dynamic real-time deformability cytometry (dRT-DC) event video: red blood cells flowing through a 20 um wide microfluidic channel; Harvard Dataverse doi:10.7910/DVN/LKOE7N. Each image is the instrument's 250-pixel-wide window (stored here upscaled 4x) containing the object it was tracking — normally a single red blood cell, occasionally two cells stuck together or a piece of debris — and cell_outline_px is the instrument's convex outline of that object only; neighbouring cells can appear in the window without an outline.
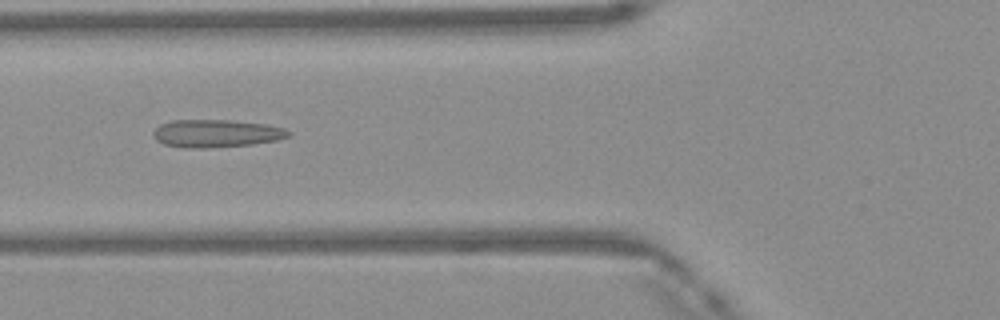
{"species": "Egyptian fruit bat (a non-hibernating species)", "species_latin": "Rousettus aegyptiacus", "temperature_condition": "warm", "stored_images_in_passage": 45, "camera_frame_rate_fps": 3000, "um_per_image_px": 0.085, "frame": {"image": 1, "passage_image": 15, "time_ms": 4.667, "image_size_px": [1000, 320], "cell_outline_px": [[292, 132], [288, 136], [276, 140], [252, 144], [204, 148], [184, 148], [164, 144], [156, 140], [152, 136], [152, 132], [160, 124], [172, 120], [228, 120], [264, 124], [284, 128]], "centroid_in_image_um": [18.33, 11.34], "position_along_channel_um": 107.5, "area_um2": 21.79}}
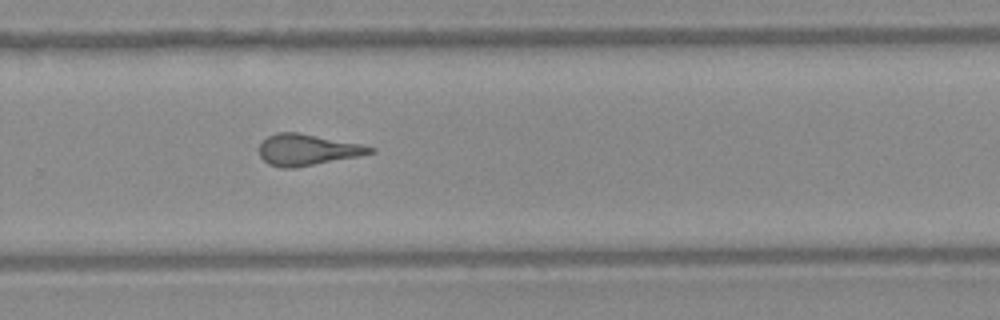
{"frame": {"image": 2, "passage_image": 29, "time_ms": 9.333, "image_size_px": [1000, 320], "cell_outline_px": [[376, 152], [296, 168], [280, 168], [268, 164], [260, 156], [260, 144], [268, 136], [276, 132], [300, 132], [364, 144], [376, 148]], "centroid_in_image_um": [26.14, 12.72], "position_along_channel_um": 303.7, "area_um2": 20.35}}
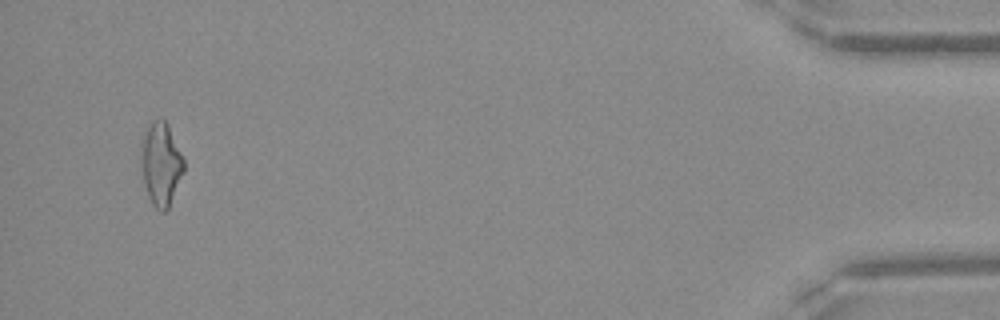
{"frame": {"image": 3, "passage_image": 43, "time_ms": 14.0, "image_size_px": [1000, 320], "cell_outline_px": [[184, 172], [168, 208], [164, 212], [160, 212], [152, 204], [148, 196], [144, 184], [140, 164], [140, 144], [144, 132], [160, 116], [168, 124], [184, 160]], "centroid_in_image_um": [13.66, 13.95], "position_along_channel_um": 421.5, "area_um2": 20.81}, "authors_computed_cell_mechanics": {"area_um2": 20.4612, "velocity_mm_per_s": 4.2049, "shape_relaxation_time_tau1_ms": null, "shape_relaxation_time_tau2_ms": 1.4594, "deformation_change_tau1": null, "deformation_change_tau2": 0.1262}}